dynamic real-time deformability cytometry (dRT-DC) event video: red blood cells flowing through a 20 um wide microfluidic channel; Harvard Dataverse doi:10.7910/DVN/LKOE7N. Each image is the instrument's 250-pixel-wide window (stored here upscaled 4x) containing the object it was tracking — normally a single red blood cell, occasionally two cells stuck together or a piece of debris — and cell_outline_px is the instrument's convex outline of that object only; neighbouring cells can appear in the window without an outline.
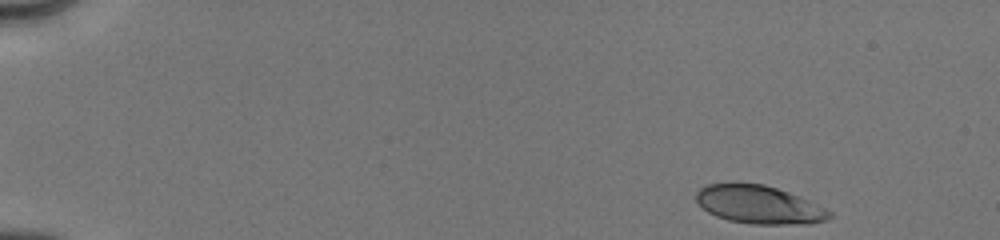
{"species": "human", "species_latin": "Homo sapiens", "temperature_condition": "cold", "stored_images_in_passage": 21, "camera_frame_rate_fps": 3000, "um_per_image_px": 0.085, "donor": {"sex": "male"}, "frame": {"image": 1, "passage_image": 1, "time_ms": 0.0, "image_size_px": [1000, 240], "cell_outline_px": [[832, 216], [828, 220], [812, 224], [752, 224], [728, 220], [716, 216], [708, 212], [696, 200], [696, 192], [700, 188], [708, 184], [764, 184], [800, 196], [832, 212]], "centroid_in_image_um": [64.55, 17.42], "position_along_channel_um": 20.4, "area_um2": 29.42}}
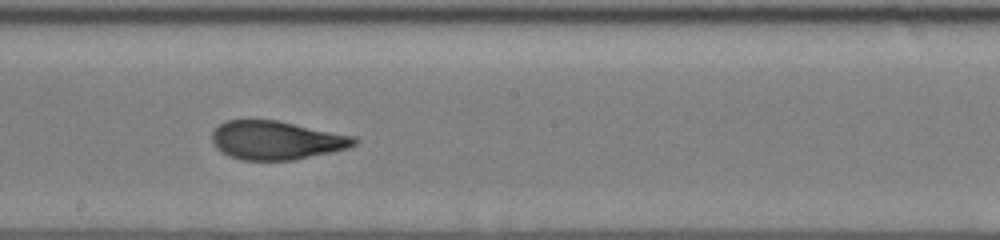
{"frame": {"image": 2, "passage_image": 11, "time_ms": 8.333, "image_size_px": [1000, 240], "cell_outline_px": [[360, 140], [356, 144], [348, 148], [332, 152], [292, 160], [240, 160], [228, 156], [216, 148], [212, 140], [212, 132], [224, 120], [276, 120], [356, 136]], "centroid_in_image_um": [23.5, 11.92], "position_along_channel_um": 224.7, "area_um2": 32.14}}
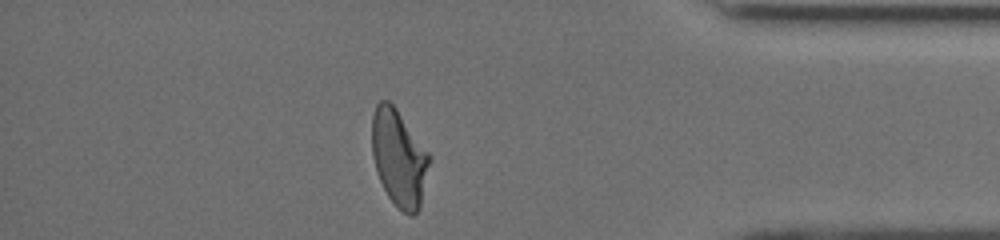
{"frame": {"image": 3, "passage_image": 19, "time_ms": 13.333, "image_size_px": [1000, 240], "cell_outline_px": [[432, 160], [420, 208], [412, 216], [408, 216], [396, 208], [388, 196], [376, 172], [372, 156], [372, 116], [376, 104], [380, 100], [388, 100], [396, 108], [432, 156]], "centroid_in_image_um": [33.94, 13.46], "position_along_channel_um": 401.3, "area_um2": 32.95}, "authors_computed_cell_mechanics": {"area_um2": 32.1368, "velocity_mm_per_s": 4.0099, "shape_relaxation_time_tau1_ms": 3.1467, "shape_relaxation_time_tau2_ms": 0.755, "deformation_change_tau1": 0.1412, "deformation_change_tau2": 0.0643}}